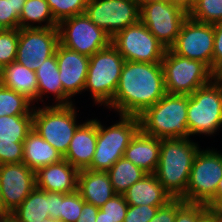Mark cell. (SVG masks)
Segmentation results:
<instances>
[{
  "label": "cell",
  "instance_id": "6da1fadb",
  "mask_svg": "<svg viewBox=\"0 0 222 222\" xmlns=\"http://www.w3.org/2000/svg\"><path fill=\"white\" fill-rule=\"evenodd\" d=\"M166 94L161 63L125 61L112 102L119 115L140 116Z\"/></svg>",
  "mask_w": 222,
  "mask_h": 222
},
{
  "label": "cell",
  "instance_id": "7a4b0ae2",
  "mask_svg": "<svg viewBox=\"0 0 222 222\" xmlns=\"http://www.w3.org/2000/svg\"><path fill=\"white\" fill-rule=\"evenodd\" d=\"M198 151V144L190 139H161L155 175L172 198H182L185 195L192 164Z\"/></svg>",
  "mask_w": 222,
  "mask_h": 222
},
{
  "label": "cell",
  "instance_id": "3957f363",
  "mask_svg": "<svg viewBox=\"0 0 222 222\" xmlns=\"http://www.w3.org/2000/svg\"><path fill=\"white\" fill-rule=\"evenodd\" d=\"M188 95L166 93L140 116V130L159 139H189Z\"/></svg>",
  "mask_w": 222,
  "mask_h": 222
},
{
  "label": "cell",
  "instance_id": "277c9868",
  "mask_svg": "<svg viewBox=\"0 0 222 222\" xmlns=\"http://www.w3.org/2000/svg\"><path fill=\"white\" fill-rule=\"evenodd\" d=\"M124 62L112 44L89 57L84 90L91 92L94 103L108 106L112 102Z\"/></svg>",
  "mask_w": 222,
  "mask_h": 222
},
{
  "label": "cell",
  "instance_id": "5b68a950",
  "mask_svg": "<svg viewBox=\"0 0 222 222\" xmlns=\"http://www.w3.org/2000/svg\"><path fill=\"white\" fill-rule=\"evenodd\" d=\"M139 130L140 121L137 116L120 115L119 122L107 128L97 120L96 149L87 169L107 172L123 157L125 149Z\"/></svg>",
  "mask_w": 222,
  "mask_h": 222
},
{
  "label": "cell",
  "instance_id": "8992f818",
  "mask_svg": "<svg viewBox=\"0 0 222 222\" xmlns=\"http://www.w3.org/2000/svg\"><path fill=\"white\" fill-rule=\"evenodd\" d=\"M73 105L55 104L33 108V129L63 156L80 125L76 123L78 111Z\"/></svg>",
  "mask_w": 222,
  "mask_h": 222
},
{
  "label": "cell",
  "instance_id": "52a82bcc",
  "mask_svg": "<svg viewBox=\"0 0 222 222\" xmlns=\"http://www.w3.org/2000/svg\"><path fill=\"white\" fill-rule=\"evenodd\" d=\"M187 123L190 136L213 135L222 127V84L213 79L188 95Z\"/></svg>",
  "mask_w": 222,
  "mask_h": 222
},
{
  "label": "cell",
  "instance_id": "ba28073f",
  "mask_svg": "<svg viewBox=\"0 0 222 222\" xmlns=\"http://www.w3.org/2000/svg\"><path fill=\"white\" fill-rule=\"evenodd\" d=\"M168 94L191 95L214 79V72L203 62L181 57L166 49L161 61Z\"/></svg>",
  "mask_w": 222,
  "mask_h": 222
},
{
  "label": "cell",
  "instance_id": "9c48e42d",
  "mask_svg": "<svg viewBox=\"0 0 222 222\" xmlns=\"http://www.w3.org/2000/svg\"><path fill=\"white\" fill-rule=\"evenodd\" d=\"M222 179V153L214 149L197 152L185 195L182 199L186 202L206 204L217 190L219 181Z\"/></svg>",
  "mask_w": 222,
  "mask_h": 222
},
{
  "label": "cell",
  "instance_id": "30bf717a",
  "mask_svg": "<svg viewBox=\"0 0 222 222\" xmlns=\"http://www.w3.org/2000/svg\"><path fill=\"white\" fill-rule=\"evenodd\" d=\"M111 44L125 61L161 63L166 51L140 20L116 33Z\"/></svg>",
  "mask_w": 222,
  "mask_h": 222
},
{
  "label": "cell",
  "instance_id": "8fae6325",
  "mask_svg": "<svg viewBox=\"0 0 222 222\" xmlns=\"http://www.w3.org/2000/svg\"><path fill=\"white\" fill-rule=\"evenodd\" d=\"M59 42L68 49L91 57L111 44V36L97 27L86 14L76 15L58 24Z\"/></svg>",
  "mask_w": 222,
  "mask_h": 222
},
{
  "label": "cell",
  "instance_id": "7c38bea8",
  "mask_svg": "<svg viewBox=\"0 0 222 222\" xmlns=\"http://www.w3.org/2000/svg\"><path fill=\"white\" fill-rule=\"evenodd\" d=\"M85 14L111 38L140 20L136 0H87Z\"/></svg>",
  "mask_w": 222,
  "mask_h": 222
},
{
  "label": "cell",
  "instance_id": "4fadbf2b",
  "mask_svg": "<svg viewBox=\"0 0 222 222\" xmlns=\"http://www.w3.org/2000/svg\"><path fill=\"white\" fill-rule=\"evenodd\" d=\"M169 49L181 57L201 61L212 70L213 24L201 23L188 16L183 22L174 44Z\"/></svg>",
  "mask_w": 222,
  "mask_h": 222
},
{
  "label": "cell",
  "instance_id": "5bb4252c",
  "mask_svg": "<svg viewBox=\"0 0 222 222\" xmlns=\"http://www.w3.org/2000/svg\"><path fill=\"white\" fill-rule=\"evenodd\" d=\"M188 16L167 1L150 3L140 8V21L166 49L174 44Z\"/></svg>",
  "mask_w": 222,
  "mask_h": 222
},
{
  "label": "cell",
  "instance_id": "9a60e30c",
  "mask_svg": "<svg viewBox=\"0 0 222 222\" xmlns=\"http://www.w3.org/2000/svg\"><path fill=\"white\" fill-rule=\"evenodd\" d=\"M59 43L58 27L21 28L15 61L36 71L47 58L55 54Z\"/></svg>",
  "mask_w": 222,
  "mask_h": 222
},
{
  "label": "cell",
  "instance_id": "2e32d148",
  "mask_svg": "<svg viewBox=\"0 0 222 222\" xmlns=\"http://www.w3.org/2000/svg\"><path fill=\"white\" fill-rule=\"evenodd\" d=\"M35 187V171L24 163L0 165V195L3 211L12 213Z\"/></svg>",
  "mask_w": 222,
  "mask_h": 222
},
{
  "label": "cell",
  "instance_id": "e0dca14e",
  "mask_svg": "<svg viewBox=\"0 0 222 222\" xmlns=\"http://www.w3.org/2000/svg\"><path fill=\"white\" fill-rule=\"evenodd\" d=\"M55 53L63 90L73 98L74 95L84 91L89 57L60 43Z\"/></svg>",
  "mask_w": 222,
  "mask_h": 222
},
{
  "label": "cell",
  "instance_id": "ac0fdd59",
  "mask_svg": "<svg viewBox=\"0 0 222 222\" xmlns=\"http://www.w3.org/2000/svg\"><path fill=\"white\" fill-rule=\"evenodd\" d=\"M79 170L65 159L48 166L40 167L36 172V187L47 191L69 194L77 191Z\"/></svg>",
  "mask_w": 222,
  "mask_h": 222
},
{
  "label": "cell",
  "instance_id": "d6986e66",
  "mask_svg": "<svg viewBox=\"0 0 222 222\" xmlns=\"http://www.w3.org/2000/svg\"><path fill=\"white\" fill-rule=\"evenodd\" d=\"M96 143L97 119H90L78 126L63 157L78 170L87 169L92 163Z\"/></svg>",
  "mask_w": 222,
  "mask_h": 222
},
{
  "label": "cell",
  "instance_id": "ffe728a7",
  "mask_svg": "<svg viewBox=\"0 0 222 222\" xmlns=\"http://www.w3.org/2000/svg\"><path fill=\"white\" fill-rule=\"evenodd\" d=\"M161 139L139 130L131 139L123 157L147 174H155L160 157Z\"/></svg>",
  "mask_w": 222,
  "mask_h": 222
},
{
  "label": "cell",
  "instance_id": "44dd1931",
  "mask_svg": "<svg viewBox=\"0 0 222 222\" xmlns=\"http://www.w3.org/2000/svg\"><path fill=\"white\" fill-rule=\"evenodd\" d=\"M77 191L82 199L100 208L116 195L107 172L79 170Z\"/></svg>",
  "mask_w": 222,
  "mask_h": 222
},
{
  "label": "cell",
  "instance_id": "7402d4cb",
  "mask_svg": "<svg viewBox=\"0 0 222 222\" xmlns=\"http://www.w3.org/2000/svg\"><path fill=\"white\" fill-rule=\"evenodd\" d=\"M128 205L164 206L172 197L163 189L155 174H146L123 194Z\"/></svg>",
  "mask_w": 222,
  "mask_h": 222
},
{
  "label": "cell",
  "instance_id": "603a6c76",
  "mask_svg": "<svg viewBox=\"0 0 222 222\" xmlns=\"http://www.w3.org/2000/svg\"><path fill=\"white\" fill-rule=\"evenodd\" d=\"M64 157L46 142L34 129L23 141V163L35 172L44 166L60 162Z\"/></svg>",
  "mask_w": 222,
  "mask_h": 222
},
{
  "label": "cell",
  "instance_id": "cb8c5ba5",
  "mask_svg": "<svg viewBox=\"0 0 222 222\" xmlns=\"http://www.w3.org/2000/svg\"><path fill=\"white\" fill-rule=\"evenodd\" d=\"M35 73L38 81L37 101L41 99V102H43V95L52 93L55 96L56 105L73 104L71 97L63 90L56 53L47 58Z\"/></svg>",
  "mask_w": 222,
  "mask_h": 222
},
{
  "label": "cell",
  "instance_id": "d4e9b609",
  "mask_svg": "<svg viewBox=\"0 0 222 222\" xmlns=\"http://www.w3.org/2000/svg\"><path fill=\"white\" fill-rule=\"evenodd\" d=\"M3 86L37 102L38 81L35 71L14 61L3 66Z\"/></svg>",
  "mask_w": 222,
  "mask_h": 222
},
{
  "label": "cell",
  "instance_id": "484cf974",
  "mask_svg": "<svg viewBox=\"0 0 222 222\" xmlns=\"http://www.w3.org/2000/svg\"><path fill=\"white\" fill-rule=\"evenodd\" d=\"M10 217L15 222H41L49 215V192L37 187L12 212Z\"/></svg>",
  "mask_w": 222,
  "mask_h": 222
},
{
  "label": "cell",
  "instance_id": "4316f807",
  "mask_svg": "<svg viewBox=\"0 0 222 222\" xmlns=\"http://www.w3.org/2000/svg\"><path fill=\"white\" fill-rule=\"evenodd\" d=\"M45 23L42 25L41 23ZM38 25H34V24ZM58 27L46 0H26L19 19L21 28Z\"/></svg>",
  "mask_w": 222,
  "mask_h": 222
},
{
  "label": "cell",
  "instance_id": "83f0119b",
  "mask_svg": "<svg viewBox=\"0 0 222 222\" xmlns=\"http://www.w3.org/2000/svg\"><path fill=\"white\" fill-rule=\"evenodd\" d=\"M107 173L115 193L119 195H123L130 186L147 174L124 157L117 160Z\"/></svg>",
  "mask_w": 222,
  "mask_h": 222
},
{
  "label": "cell",
  "instance_id": "f1b7e54d",
  "mask_svg": "<svg viewBox=\"0 0 222 222\" xmlns=\"http://www.w3.org/2000/svg\"><path fill=\"white\" fill-rule=\"evenodd\" d=\"M33 129V115H5L0 117V140L23 143Z\"/></svg>",
  "mask_w": 222,
  "mask_h": 222
},
{
  "label": "cell",
  "instance_id": "f546056e",
  "mask_svg": "<svg viewBox=\"0 0 222 222\" xmlns=\"http://www.w3.org/2000/svg\"><path fill=\"white\" fill-rule=\"evenodd\" d=\"M33 108L32 102L25 96L3 85L0 86V117L5 115H33Z\"/></svg>",
  "mask_w": 222,
  "mask_h": 222
},
{
  "label": "cell",
  "instance_id": "4dcf8cb0",
  "mask_svg": "<svg viewBox=\"0 0 222 222\" xmlns=\"http://www.w3.org/2000/svg\"><path fill=\"white\" fill-rule=\"evenodd\" d=\"M189 17L201 23L222 22V0H196Z\"/></svg>",
  "mask_w": 222,
  "mask_h": 222
},
{
  "label": "cell",
  "instance_id": "1f68e13d",
  "mask_svg": "<svg viewBox=\"0 0 222 222\" xmlns=\"http://www.w3.org/2000/svg\"><path fill=\"white\" fill-rule=\"evenodd\" d=\"M55 21H61L85 13L87 0H46Z\"/></svg>",
  "mask_w": 222,
  "mask_h": 222
},
{
  "label": "cell",
  "instance_id": "d6a6232c",
  "mask_svg": "<svg viewBox=\"0 0 222 222\" xmlns=\"http://www.w3.org/2000/svg\"><path fill=\"white\" fill-rule=\"evenodd\" d=\"M84 203L78 191L69 194L60 193L59 221L76 222Z\"/></svg>",
  "mask_w": 222,
  "mask_h": 222
},
{
  "label": "cell",
  "instance_id": "836d02e7",
  "mask_svg": "<svg viewBox=\"0 0 222 222\" xmlns=\"http://www.w3.org/2000/svg\"><path fill=\"white\" fill-rule=\"evenodd\" d=\"M210 215L206 204L183 201L176 208L174 222H203Z\"/></svg>",
  "mask_w": 222,
  "mask_h": 222
},
{
  "label": "cell",
  "instance_id": "e575fe53",
  "mask_svg": "<svg viewBox=\"0 0 222 222\" xmlns=\"http://www.w3.org/2000/svg\"><path fill=\"white\" fill-rule=\"evenodd\" d=\"M19 29H7L0 33V65L3 67L16 60Z\"/></svg>",
  "mask_w": 222,
  "mask_h": 222
},
{
  "label": "cell",
  "instance_id": "d590c367",
  "mask_svg": "<svg viewBox=\"0 0 222 222\" xmlns=\"http://www.w3.org/2000/svg\"><path fill=\"white\" fill-rule=\"evenodd\" d=\"M26 0H0V22L8 29H19V19Z\"/></svg>",
  "mask_w": 222,
  "mask_h": 222
},
{
  "label": "cell",
  "instance_id": "8d00e7d4",
  "mask_svg": "<svg viewBox=\"0 0 222 222\" xmlns=\"http://www.w3.org/2000/svg\"><path fill=\"white\" fill-rule=\"evenodd\" d=\"M100 209L110 222H123L128 210V203L123 195L116 194L109 199Z\"/></svg>",
  "mask_w": 222,
  "mask_h": 222
},
{
  "label": "cell",
  "instance_id": "74e56055",
  "mask_svg": "<svg viewBox=\"0 0 222 222\" xmlns=\"http://www.w3.org/2000/svg\"><path fill=\"white\" fill-rule=\"evenodd\" d=\"M23 163V143L0 140V165Z\"/></svg>",
  "mask_w": 222,
  "mask_h": 222
},
{
  "label": "cell",
  "instance_id": "f35d334b",
  "mask_svg": "<svg viewBox=\"0 0 222 222\" xmlns=\"http://www.w3.org/2000/svg\"><path fill=\"white\" fill-rule=\"evenodd\" d=\"M161 206L128 205L123 222H149Z\"/></svg>",
  "mask_w": 222,
  "mask_h": 222
},
{
  "label": "cell",
  "instance_id": "ab89813d",
  "mask_svg": "<svg viewBox=\"0 0 222 222\" xmlns=\"http://www.w3.org/2000/svg\"><path fill=\"white\" fill-rule=\"evenodd\" d=\"M183 201L182 198H172L164 206L159 207L156 215L149 222H174L176 208Z\"/></svg>",
  "mask_w": 222,
  "mask_h": 222
},
{
  "label": "cell",
  "instance_id": "60d3db41",
  "mask_svg": "<svg viewBox=\"0 0 222 222\" xmlns=\"http://www.w3.org/2000/svg\"><path fill=\"white\" fill-rule=\"evenodd\" d=\"M214 26V50L212 56V71L222 64V22L213 24Z\"/></svg>",
  "mask_w": 222,
  "mask_h": 222
},
{
  "label": "cell",
  "instance_id": "b9f144b4",
  "mask_svg": "<svg viewBox=\"0 0 222 222\" xmlns=\"http://www.w3.org/2000/svg\"><path fill=\"white\" fill-rule=\"evenodd\" d=\"M100 208L93 204L84 203L82 211L76 222H96V217Z\"/></svg>",
  "mask_w": 222,
  "mask_h": 222
},
{
  "label": "cell",
  "instance_id": "7bdbcfd3",
  "mask_svg": "<svg viewBox=\"0 0 222 222\" xmlns=\"http://www.w3.org/2000/svg\"><path fill=\"white\" fill-rule=\"evenodd\" d=\"M60 213V193L49 192V215L55 220H59Z\"/></svg>",
  "mask_w": 222,
  "mask_h": 222
},
{
  "label": "cell",
  "instance_id": "ee69618b",
  "mask_svg": "<svg viewBox=\"0 0 222 222\" xmlns=\"http://www.w3.org/2000/svg\"><path fill=\"white\" fill-rule=\"evenodd\" d=\"M167 2H170L172 5L179 7L189 14L193 9L196 0H167Z\"/></svg>",
  "mask_w": 222,
  "mask_h": 222
},
{
  "label": "cell",
  "instance_id": "f6af8a7d",
  "mask_svg": "<svg viewBox=\"0 0 222 222\" xmlns=\"http://www.w3.org/2000/svg\"><path fill=\"white\" fill-rule=\"evenodd\" d=\"M220 200H222V179L219 181L215 195L206 203L211 210Z\"/></svg>",
  "mask_w": 222,
  "mask_h": 222
},
{
  "label": "cell",
  "instance_id": "bcb514c9",
  "mask_svg": "<svg viewBox=\"0 0 222 222\" xmlns=\"http://www.w3.org/2000/svg\"><path fill=\"white\" fill-rule=\"evenodd\" d=\"M210 214L218 221L222 222V200H220L211 210Z\"/></svg>",
  "mask_w": 222,
  "mask_h": 222
},
{
  "label": "cell",
  "instance_id": "7dc6e473",
  "mask_svg": "<svg viewBox=\"0 0 222 222\" xmlns=\"http://www.w3.org/2000/svg\"><path fill=\"white\" fill-rule=\"evenodd\" d=\"M214 79L222 84V64L215 70Z\"/></svg>",
  "mask_w": 222,
  "mask_h": 222
},
{
  "label": "cell",
  "instance_id": "c3c4849f",
  "mask_svg": "<svg viewBox=\"0 0 222 222\" xmlns=\"http://www.w3.org/2000/svg\"><path fill=\"white\" fill-rule=\"evenodd\" d=\"M161 1H167V0H136L139 8L150 3L161 2Z\"/></svg>",
  "mask_w": 222,
  "mask_h": 222
},
{
  "label": "cell",
  "instance_id": "681fc988",
  "mask_svg": "<svg viewBox=\"0 0 222 222\" xmlns=\"http://www.w3.org/2000/svg\"><path fill=\"white\" fill-rule=\"evenodd\" d=\"M96 222H110V221L104 216V212L101 209H99L96 217Z\"/></svg>",
  "mask_w": 222,
  "mask_h": 222
},
{
  "label": "cell",
  "instance_id": "f907efd6",
  "mask_svg": "<svg viewBox=\"0 0 222 222\" xmlns=\"http://www.w3.org/2000/svg\"><path fill=\"white\" fill-rule=\"evenodd\" d=\"M10 217V214L6 211L0 210V222H5Z\"/></svg>",
  "mask_w": 222,
  "mask_h": 222
},
{
  "label": "cell",
  "instance_id": "816d5d0a",
  "mask_svg": "<svg viewBox=\"0 0 222 222\" xmlns=\"http://www.w3.org/2000/svg\"><path fill=\"white\" fill-rule=\"evenodd\" d=\"M203 222H218L211 214Z\"/></svg>",
  "mask_w": 222,
  "mask_h": 222
},
{
  "label": "cell",
  "instance_id": "f5cc1de1",
  "mask_svg": "<svg viewBox=\"0 0 222 222\" xmlns=\"http://www.w3.org/2000/svg\"><path fill=\"white\" fill-rule=\"evenodd\" d=\"M3 67L0 65V86L3 85Z\"/></svg>",
  "mask_w": 222,
  "mask_h": 222
},
{
  "label": "cell",
  "instance_id": "db71d44e",
  "mask_svg": "<svg viewBox=\"0 0 222 222\" xmlns=\"http://www.w3.org/2000/svg\"><path fill=\"white\" fill-rule=\"evenodd\" d=\"M7 29L8 28L3 23L0 22V33L5 32Z\"/></svg>",
  "mask_w": 222,
  "mask_h": 222
},
{
  "label": "cell",
  "instance_id": "11a10c76",
  "mask_svg": "<svg viewBox=\"0 0 222 222\" xmlns=\"http://www.w3.org/2000/svg\"><path fill=\"white\" fill-rule=\"evenodd\" d=\"M41 222H61V221H59V220H55V219L49 217V218H47L46 220L41 221Z\"/></svg>",
  "mask_w": 222,
  "mask_h": 222
},
{
  "label": "cell",
  "instance_id": "9f6ffc18",
  "mask_svg": "<svg viewBox=\"0 0 222 222\" xmlns=\"http://www.w3.org/2000/svg\"><path fill=\"white\" fill-rule=\"evenodd\" d=\"M5 222H15L11 217H9Z\"/></svg>",
  "mask_w": 222,
  "mask_h": 222
},
{
  "label": "cell",
  "instance_id": "6f0895ef",
  "mask_svg": "<svg viewBox=\"0 0 222 222\" xmlns=\"http://www.w3.org/2000/svg\"><path fill=\"white\" fill-rule=\"evenodd\" d=\"M0 210H2V200H1V195H0Z\"/></svg>",
  "mask_w": 222,
  "mask_h": 222
}]
</instances>
